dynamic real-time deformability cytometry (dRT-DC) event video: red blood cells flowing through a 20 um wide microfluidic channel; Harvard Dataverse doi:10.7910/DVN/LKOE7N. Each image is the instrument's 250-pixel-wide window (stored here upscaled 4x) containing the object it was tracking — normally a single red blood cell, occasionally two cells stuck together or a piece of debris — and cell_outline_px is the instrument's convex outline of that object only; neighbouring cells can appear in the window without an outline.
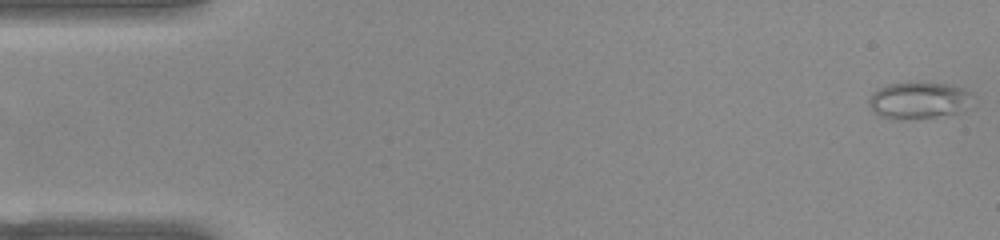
{"species": "common noctule bat (a hibernating species)", "species_latin": "Nyctalus noctula", "temperature_condition": "warm", "stored_images_in_passage": 52, "camera_frame_rate_fps": 3000, "um_per_image_px": 0.085, "animal": {"sex": "female", "body_mass_g": 22.0, "forearm_length_mm": 56.7}, "frame": {"image": 1, "passage_image": 1, "time_ms": 0.0, "image_size_px": [1000, 240], "cell_outline_px": [[968, 92], [956, 112], [936, 116], [900, 120], [892, 120], [880, 116], [872, 112], [868, 104], [868, 100], [872, 92], [876, 88], [888, 84], [912, 80], [928, 80], [948, 84], [964, 88]], "centroid_in_image_um": [77.85, 8.47], "position_along_channel_um": 7.2, "area_um2": 22.2}}
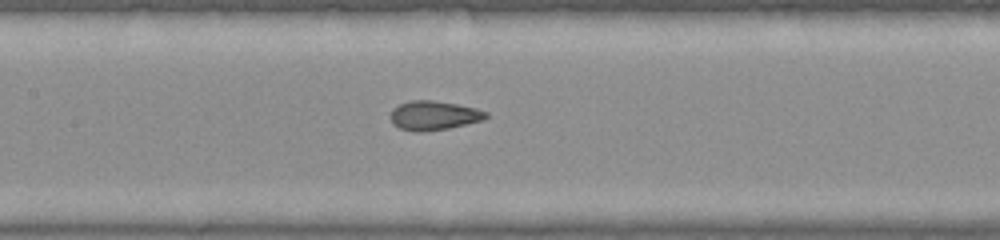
{"frame": {"image": 2, "passage_image": 24, "time_ms": 7.667, "image_size_px": [1000, 240], "cell_outline_px": [[488, 116], [484, 120], [448, 128], [424, 132], [412, 132], [400, 128], [392, 124], [392, 108], [408, 100], [432, 100], [456, 104], [476, 108], [488, 112]], "centroid_in_image_um": [36.88, 9.82], "position_along_channel_um": 170.5, "area_um2": 16.3}}
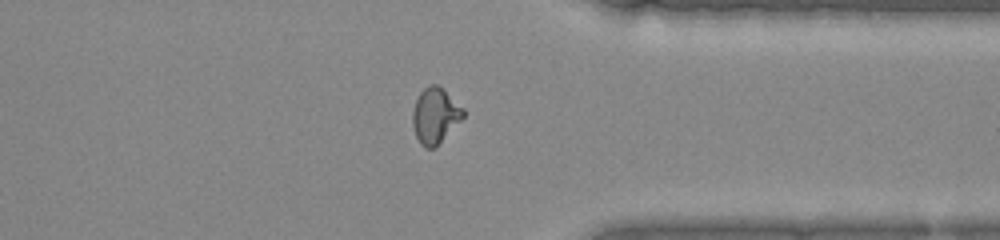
{"frame": {"image": 3, "passage_image": 40, "time_ms": 13.0, "image_size_px": [1000, 240], "cell_outline_px": [[464, 116], [436, 148], [424, 148], [420, 144], [416, 136], [412, 124], [412, 112], [416, 100], [420, 92], [428, 84], [436, 84], [464, 108]], "centroid_in_image_um": [36.97, 9.85], "position_along_channel_um": 374.4, "area_um2": 16.36}, "authors_computed_cell_mechanics": {"area_um2": 16.5886, "velocity_mm_per_s": 3.9309, "shape_relaxation_time_tau1_ms": 9.3639, "shape_relaxation_time_tau2_ms": 0.9307, "deformation_change_tau1": 0.2154, "deformation_change_tau2": 0.059}}